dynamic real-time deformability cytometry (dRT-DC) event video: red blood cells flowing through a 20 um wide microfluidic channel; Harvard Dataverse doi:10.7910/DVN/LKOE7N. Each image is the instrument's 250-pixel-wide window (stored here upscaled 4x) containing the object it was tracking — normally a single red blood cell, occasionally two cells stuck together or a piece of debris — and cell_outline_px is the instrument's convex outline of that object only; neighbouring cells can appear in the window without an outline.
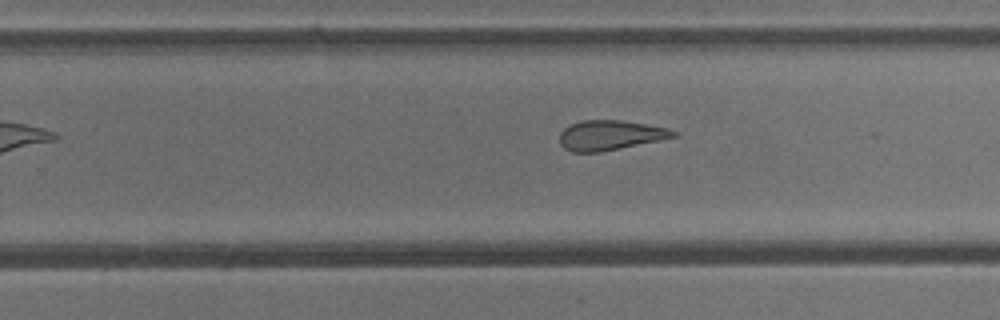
{"species": "common noctule bat (a hibernating species)", "species_latin": "Nyctalus noctula", "temperature_condition": "cold", "stored_images_in_passage": 12, "camera_frame_rate_fps": 3000, "um_per_image_px": 0.085, "animal": {"sex": "male", "body_mass_g": 13.3}, "frame": {"image": 1, "passage_image": 12, "time_ms": 3.667, "image_size_px": [1000, 320], "cell_outline_px": [[676, 136], [660, 140], [600, 152], [572, 152], [564, 148], [560, 144], [560, 132], [564, 128], [572, 124], [584, 120], [620, 120], [668, 128], [676, 132]], "centroid_in_image_um": [51.83, 11.5], "position_along_channel_um": 278.0, "area_um2": 19.54}}